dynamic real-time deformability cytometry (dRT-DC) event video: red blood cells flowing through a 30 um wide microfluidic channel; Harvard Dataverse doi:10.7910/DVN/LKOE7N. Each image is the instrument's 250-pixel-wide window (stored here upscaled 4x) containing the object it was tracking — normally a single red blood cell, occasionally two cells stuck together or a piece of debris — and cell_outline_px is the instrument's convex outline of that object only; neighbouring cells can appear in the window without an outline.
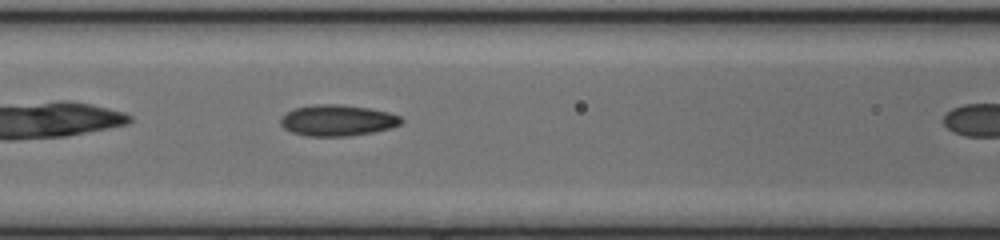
{"species": "common noctule bat (a hibernating species)", "species_latin": "Nyctalus noctula", "temperature_condition": "cold", "stored_images_in_passage": 8, "camera_frame_rate_fps": 3000, "um_per_image_px": 0.085, "animal": {"sex": "female", "body_mass_g": 17.0, "forearm_length_mm": 48.0}, "frame": {"image": 1, "passage_image": 7, "time_ms": 2.0, "image_size_px": [1000, 240], "cell_outline_px": [[404, 120], [400, 124], [392, 128], [372, 132], [348, 136], [308, 136], [292, 132], [284, 128], [280, 124], [280, 120], [288, 112], [296, 108], [316, 104], [340, 104], [368, 108], [388, 112], [400, 116]], "centroid_in_image_um": [28.71, 10.23], "position_along_channel_um": 137.9, "area_um2": 21.73}}